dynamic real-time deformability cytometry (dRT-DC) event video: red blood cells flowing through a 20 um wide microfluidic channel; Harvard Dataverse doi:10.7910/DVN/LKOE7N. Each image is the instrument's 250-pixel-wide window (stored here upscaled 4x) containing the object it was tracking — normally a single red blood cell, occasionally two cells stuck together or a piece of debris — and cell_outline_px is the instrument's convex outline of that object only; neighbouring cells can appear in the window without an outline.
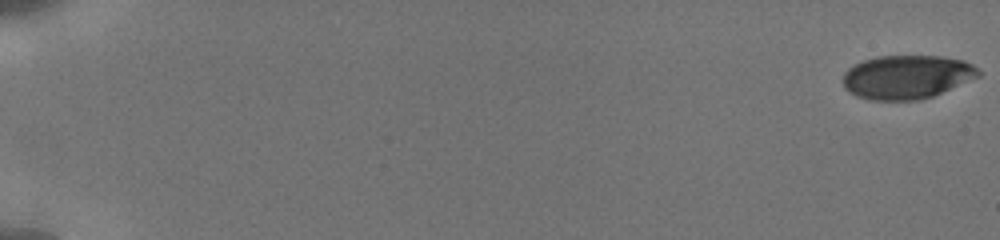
{"species": "human", "species_latin": "Homo sapiens", "temperature_condition": "cold", "stored_images_in_passage": 39, "camera_frame_rate_fps": 3000, "um_per_image_px": 0.085, "donor": {"sex": "male"}, "frame": {"image": 1, "passage_image": 1, "time_ms": 0.0, "image_size_px": [1000, 240], "cell_outline_px": [[980, 76], [932, 96], [920, 100], [872, 100], [856, 96], [848, 92], [844, 88], [844, 72], [848, 68], [864, 60], [876, 56], [940, 56], [964, 60], [972, 64], [980, 72]], "centroid_in_image_um": [77.06, 6.54], "position_along_channel_um": 7.9, "area_um2": 34.45}}
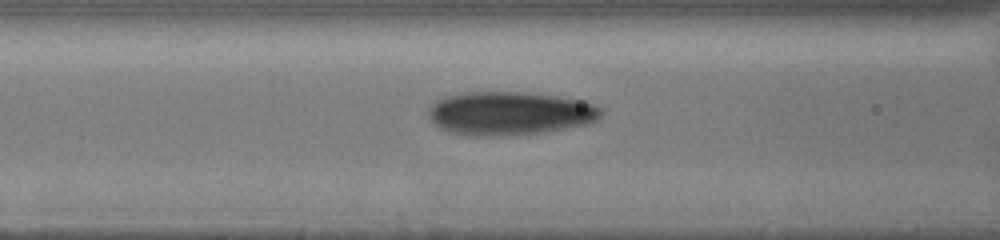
{"frame": {"image": 2, "passage_image": 23, "time_ms": 8.333, "image_size_px": [1000, 240], "cell_outline_px": [[604, 112], [596, 120], [584, 124], [544, 132], [504, 136], [468, 136], [448, 132], [432, 124], [428, 116], [428, 108], [436, 100], [444, 96], [464, 92], [528, 92], [584, 100], [596, 104], [604, 108]], "centroid_in_image_um": [43.3, 9.63], "position_along_channel_um": 123.3, "area_um2": 44.39}}
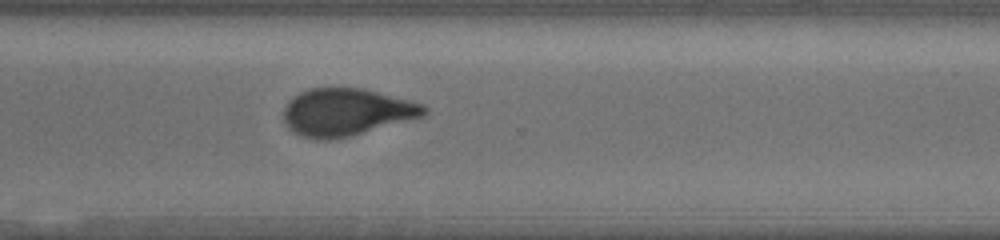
{"frame": {"image": 3, "passage_image": 39, "time_ms": 14.0, "image_size_px": [1000, 240], "cell_outline_px": [[428, 112], [424, 116], [352, 136], [332, 140], [312, 140], [300, 136], [288, 128], [284, 120], [284, 108], [300, 92], [312, 88], [364, 88], [424, 104], [428, 108]], "centroid_in_image_um": [29.47, 9.55], "position_along_channel_um": 341.1, "area_um2": 38.9}}